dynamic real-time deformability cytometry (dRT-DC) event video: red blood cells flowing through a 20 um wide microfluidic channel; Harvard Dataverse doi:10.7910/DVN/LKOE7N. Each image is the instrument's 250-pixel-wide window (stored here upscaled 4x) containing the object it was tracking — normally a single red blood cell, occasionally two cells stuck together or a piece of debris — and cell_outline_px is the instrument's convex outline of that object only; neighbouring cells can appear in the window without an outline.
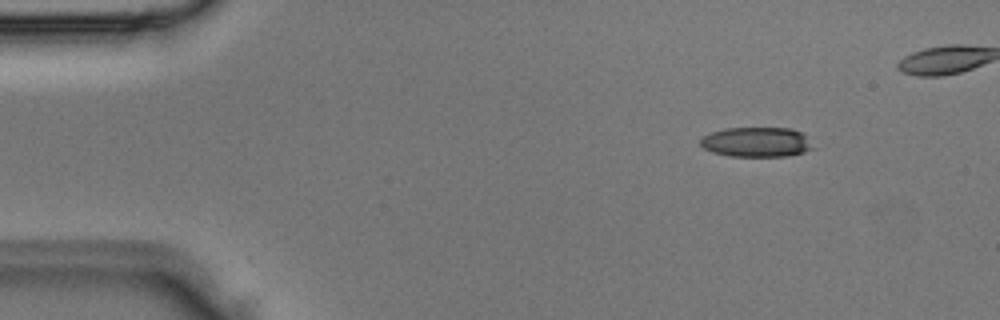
{"species": "Egyptian fruit bat (a non-hibernating species)", "species_latin": "Rousettus aegyptiacus", "temperature_condition": "room temperature", "stored_images_in_passage": 4, "camera_frame_rate_fps": 3000, "um_per_image_px": 0.085, "animal": {"sex": "male"}, "frame": {"image": 1, "passage_image": 1, "time_ms": 0.0, "image_size_px": [1000, 320], "cell_outline_px": [[816, 148], [804, 152], [788, 156], [728, 156], [712, 152], [704, 148], [700, 144], [700, 140], [704, 136], [712, 132], [724, 128], [792, 128], [800, 132]], "centroid_in_image_um": [64.3, 12.08], "position_along_channel_um": 20.7, "area_um2": 19.54}}